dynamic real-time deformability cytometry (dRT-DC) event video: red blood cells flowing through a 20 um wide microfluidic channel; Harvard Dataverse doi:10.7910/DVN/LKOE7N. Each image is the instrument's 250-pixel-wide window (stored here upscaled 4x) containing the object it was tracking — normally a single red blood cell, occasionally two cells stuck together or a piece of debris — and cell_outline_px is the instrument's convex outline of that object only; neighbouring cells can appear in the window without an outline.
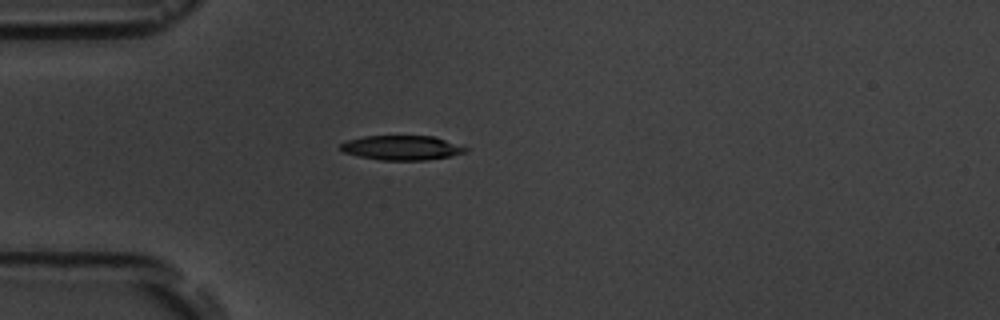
{"species": "common noctule bat (a hibernating species)", "species_latin": "Nyctalus noctula", "temperature_condition": "room temperature", "stored_images_in_passage": 1, "camera_frame_rate_fps": 3000, "um_per_image_px": 0.085, "animal": {"sex": "male", "body_mass_g": 19.5, "forearm_length_mm": 54.6}, "frame": {"image": 1, "passage_image": 1, "time_ms": 0.0, "image_size_px": [1000, 320], "cell_outline_px": [[468, 152], [448, 156], [424, 160], [380, 160], [360, 156], [344, 152], [340, 148], [340, 144], [348, 140], [364, 136], [432, 136], [464, 144], [468, 148]], "centroid_in_image_um": [34.22, 12.55], "position_along_channel_um": 50.8, "area_um2": 17.92}}